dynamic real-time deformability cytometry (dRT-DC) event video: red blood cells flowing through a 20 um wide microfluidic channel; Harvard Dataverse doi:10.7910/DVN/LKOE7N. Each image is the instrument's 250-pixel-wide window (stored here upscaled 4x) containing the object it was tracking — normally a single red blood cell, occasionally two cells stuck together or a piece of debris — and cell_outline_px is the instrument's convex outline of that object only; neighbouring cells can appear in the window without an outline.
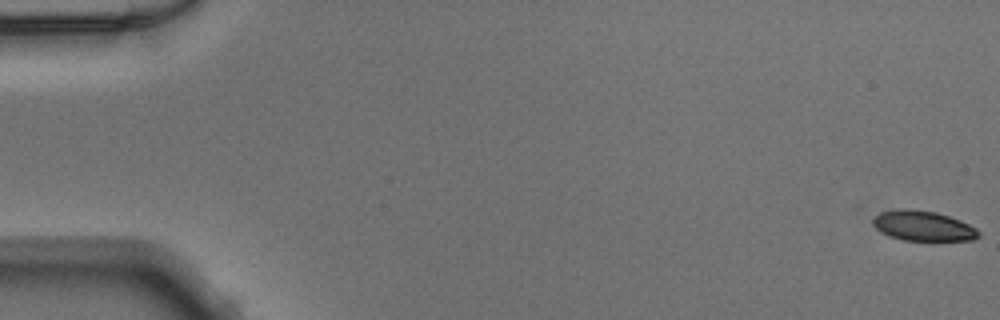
{"species": "Egyptian fruit bat (a non-hibernating species)", "species_latin": "Rousettus aegyptiacus", "temperature_condition": "warm", "stored_images_in_passage": 51, "camera_frame_rate_fps": 3000, "um_per_image_px": 0.085, "animal": {"sex": "male"}, "frame": {"image": 1, "passage_image": 1, "time_ms": 0.0, "image_size_px": [1000, 320], "cell_outline_px": [[980, 236], [972, 240], [904, 240], [880, 232], [872, 224], [872, 216], [880, 212], [900, 208], [908, 208], [936, 212], [960, 220], [976, 228], [980, 232]], "centroid_in_image_um": [78.43, 19.18], "position_along_channel_um": 6.6, "area_um2": 18.55}}
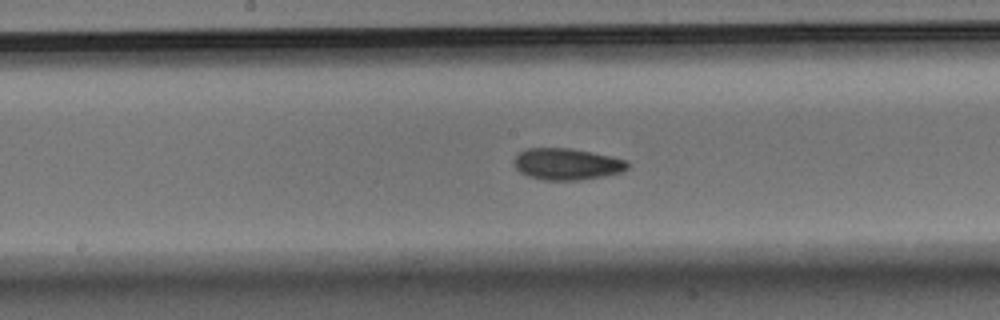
{"frame": {"image": 2, "passage_image": 27, "time_ms": 8.667, "image_size_px": [1000, 320], "cell_outline_px": [[628, 168], [620, 172], [604, 176], [576, 180], [544, 180], [528, 176], [520, 172], [512, 164], [512, 160], [524, 148], [572, 148], [612, 156], [628, 160]], "centroid_in_image_um": [48.16, 13.93], "position_along_channel_um": 200.0, "area_um2": 21.04}}
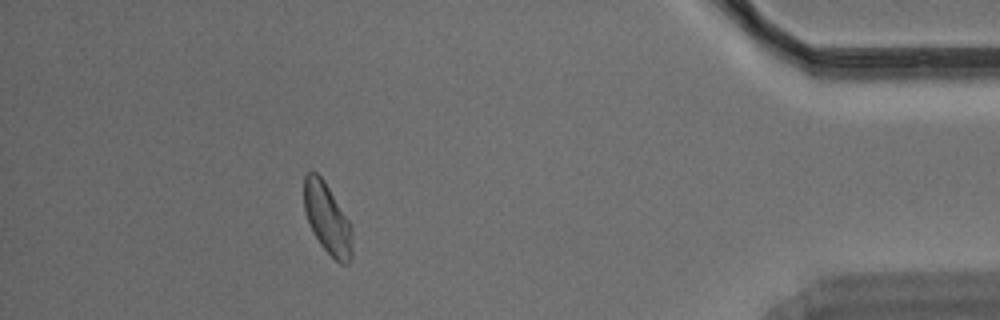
{"frame": {"image": 3, "passage_image": 46, "time_ms": 15.0, "image_size_px": [1000, 320], "cell_outline_px": [[352, 260], [348, 264], [340, 264], [320, 244], [304, 212], [304, 176], [308, 172], [316, 172], [324, 180], [348, 220], [352, 228]], "centroid_in_image_um": [27.83, 18.6], "position_along_channel_um": 407.4, "area_um2": 19.59}}